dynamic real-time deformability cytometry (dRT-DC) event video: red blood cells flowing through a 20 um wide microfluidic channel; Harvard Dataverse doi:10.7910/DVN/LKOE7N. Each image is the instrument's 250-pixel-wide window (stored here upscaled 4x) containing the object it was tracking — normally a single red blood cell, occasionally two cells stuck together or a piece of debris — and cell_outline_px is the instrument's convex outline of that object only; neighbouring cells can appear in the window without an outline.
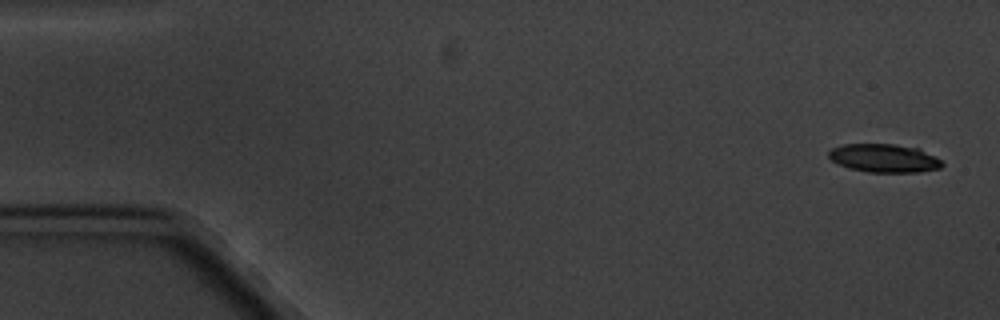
{"species": "common noctule bat (a hibernating species)", "species_latin": "Nyctalus noctula", "temperature_condition": "cold", "stored_images_in_passage": 5, "camera_frame_rate_fps": 3000, "um_per_image_px": 0.085, "animal": {"sex": "male", "body_mass_g": 20.1, "forearm_length_mm": 53.5}, "frame": {"image": 1, "passage_image": 1, "time_ms": 0.0, "image_size_px": [1000, 320], "cell_outline_px": [[944, 164], [940, 168], [920, 172], [868, 172], [848, 168], [832, 160], [828, 156], [828, 152], [832, 148], [844, 144], [896, 144], [920, 148], [936, 156]], "centroid_in_image_um": [75.18, 13.44], "position_along_channel_um": 9.8, "area_um2": 18.84}}
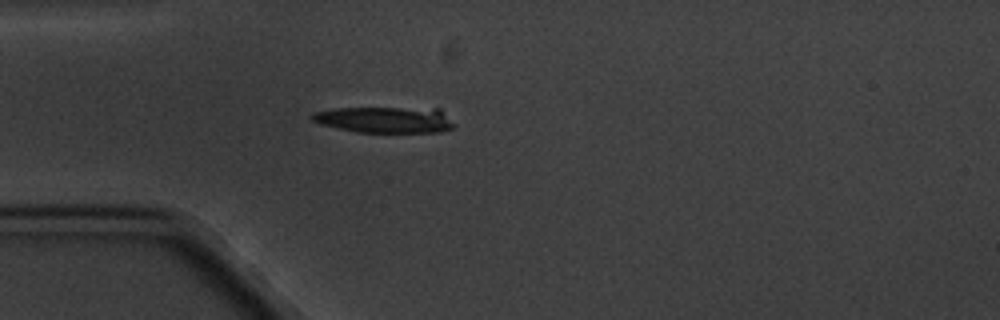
{"frame": {"image": 2, "passage_image": 5, "time_ms": 4.667, "image_size_px": [1000, 320], "cell_outline_px": [[452, 128], [440, 132], [356, 132], [320, 124], [312, 120], [308, 116], [312, 112], [336, 108], [440, 108], [452, 124]], "centroid_in_image_um": [32.65, 10.17], "position_along_channel_um": 52.3, "area_um2": 21.56}}